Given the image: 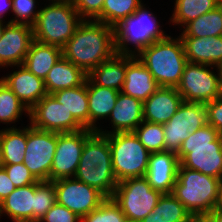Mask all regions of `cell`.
Masks as SVG:
<instances>
[{
    "label": "cell",
    "mask_w": 222,
    "mask_h": 222,
    "mask_svg": "<svg viewBox=\"0 0 222 222\" xmlns=\"http://www.w3.org/2000/svg\"><path fill=\"white\" fill-rule=\"evenodd\" d=\"M214 66L187 62L177 91L185 102L206 104L220 97L219 73L211 71Z\"/></svg>",
    "instance_id": "obj_11"
},
{
    "label": "cell",
    "mask_w": 222,
    "mask_h": 222,
    "mask_svg": "<svg viewBox=\"0 0 222 222\" xmlns=\"http://www.w3.org/2000/svg\"><path fill=\"white\" fill-rule=\"evenodd\" d=\"M143 6L114 26L116 54L137 56L153 42L168 36L161 30L154 13ZM129 43L135 46V50H130Z\"/></svg>",
    "instance_id": "obj_6"
},
{
    "label": "cell",
    "mask_w": 222,
    "mask_h": 222,
    "mask_svg": "<svg viewBox=\"0 0 222 222\" xmlns=\"http://www.w3.org/2000/svg\"><path fill=\"white\" fill-rule=\"evenodd\" d=\"M189 222H214V210L206 214H192Z\"/></svg>",
    "instance_id": "obj_44"
},
{
    "label": "cell",
    "mask_w": 222,
    "mask_h": 222,
    "mask_svg": "<svg viewBox=\"0 0 222 222\" xmlns=\"http://www.w3.org/2000/svg\"><path fill=\"white\" fill-rule=\"evenodd\" d=\"M33 40L31 25L7 23L0 38L1 68L23 65Z\"/></svg>",
    "instance_id": "obj_16"
},
{
    "label": "cell",
    "mask_w": 222,
    "mask_h": 222,
    "mask_svg": "<svg viewBox=\"0 0 222 222\" xmlns=\"http://www.w3.org/2000/svg\"><path fill=\"white\" fill-rule=\"evenodd\" d=\"M51 95L62 103L84 128L89 129L87 80L80 86L63 89Z\"/></svg>",
    "instance_id": "obj_29"
},
{
    "label": "cell",
    "mask_w": 222,
    "mask_h": 222,
    "mask_svg": "<svg viewBox=\"0 0 222 222\" xmlns=\"http://www.w3.org/2000/svg\"><path fill=\"white\" fill-rule=\"evenodd\" d=\"M27 143V127L0 130L1 165L23 163Z\"/></svg>",
    "instance_id": "obj_28"
},
{
    "label": "cell",
    "mask_w": 222,
    "mask_h": 222,
    "mask_svg": "<svg viewBox=\"0 0 222 222\" xmlns=\"http://www.w3.org/2000/svg\"><path fill=\"white\" fill-rule=\"evenodd\" d=\"M221 200H220V209H222V179H221Z\"/></svg>",
    "instance_id": "obj_50"
},
{
    "label": "cell",
    "mask_w": 222,
    "mask_h": 222,
    "mask_svg": "<svg viewBox=\"0 0 222 222\" xmlns=\"http://www.w3.org/2000/svg\"><path fill=\"white\" fill-rule=\"evenodd\" d=\"M219 73V86H220V97L222 98V66L217 67Z\"/></svg>",
    "instance_id": "obj_47"
},
{
    "label": "cell",
    "mask_w": 222,
    "mask_h": 222,
    "mask_svg": "<svg viewBox=\"0 0 222 222\" xmlns=\"http://www.w3.org/2000/svg\"><path fill=\"white\" fill-rule=\"evenodd\" d=\"M141 0H105L101 14L95 19L114 27L132 15L143 3Z\"/></svg>",
    "instance_id": "obj_33"
},
{
    "label": "cell",
    "mask_w": 222,
    "mask_h": 222,
    "mask_svg": "<svg viewBox=\"0 0 222 222\" xmlns=\"http://www.w3.org/2000/svg\"><path fill=\"white\" fill-rule=\"evenodd\" d=\"M15 189L16 186L8 177L5 169L0 166V202Z\"/></svg>",
    "instance_id": "obj_43"
},
{
    "label": "cell",
    "mask_w": 222,
    "mask_h": 222,
    "mask_svg": "<svg viewBox=\"0 0 222 222\" xmlns=\"http://www.w3.org/2000/svg\"><path fill=\"white\" fill-rule=\"evenodd\" d=\"M126 74V55L115 54L100 63L89 74L88 78L96 85L122 90Z\"/></svg>",
    "instance_id": "obj_27"
},
{
    "label": "cell",
    "mask_w": 222,
    "mask_h": 222,
    "mask_svg": "<svg viewBox=\"0 0 222 222\" xmlns=\"http://www.w3.org/2000/svg\"><path fill=\"white\" fill-rule=\"evenodd\" d=\"M82 219L65 206L55 203L39 222H81Z\"/></svg>",
    "instance_id": "obj_40"
},
{
    "label": "cell",
    "mask_w": 222,
    "mask_h": 222,
    "mask_svg": "<svg viewBox=\"0 0 222 222\" xmlns=\"http://www.w3.org/2000/svg\"><path fill=\"white\" fill-rule=\"evenodd\" d=\"M180 37L222 36V3L216 9L188 22Z\"/></svg>",
    "instance_id": "obj_31"
},
{
    "label": "cell",
    "mask_w": 222,
    "mask_h": 222,
    "mask_svg": "<svg viewBox=\"0 0 222 222\" xmlns=\"http://www.w3.org/2000/svg\"><path fill=\"white\" fill-rule=\"evenodd\" d=\"M52 182L55 186L56 203L65 206L81 219L107 199L100 191L74 177Z\"/></svg>",
    "instance_id": "obj_13"
},
{
    "label": "cell",
    "mask_w": 222,
    "mask_h": 222,
    "mask_svg": "<svg viewBox=\"0 0 222 222\" xmlns=\"http://www.w3.org/2000/svg\"><path fill=\"white\" fill-rule=\"evenodd\" d=\"M110 119L112 131H104L100 128L96 131L103 135L116 132H133L144 121L143 102L119 92L115 106L109 115Z\"/></svg>",
    "instance_id": "obj_20"
},
{
    "label": "cell",
    "mask_w": 222,
    "mask_h": 222,
    "mask_svg": "<svg viewBox=\"0 0 222 222\" xmlns=\"http://www.w3.org/2000/svg\"><path fill=\"white\" fill-rule=\"evenodd\" d=\"M23 112L29 116L28 108L0 79V123H15Z\"/></svg>",
    "instance_id": "obj_34"
},
{
    "label": "cell",
    "mask_w": 222,
    "mask_h": 222,
    "mask_svg": "<svg viewBox=\"0 0 222 222\" xmlns=\"http://www.w3.org/2000/svg\"><path fill=\"white\" fill-rule=\"evenodd\" d=\"M1 166L5 169L8 177L16 187H24L38 182L24 163Z\"/></svg>",
    "instance_id": "obj_39"
},
{
    "label": "cell",
    "mask_w": 222,
    "mask_h": 222,
    "mask_svg": "<svg viewBox=\"0 0 222 222\" xmlns=\"http://www.w3.org/2000/svg\"><path fill=\"white\" fill-rule=\"evenodd\" d=\"M207 109V124L222 133V98L218 97L205 104Z\"/></svg>",
    "instance_id": "obj_42"
},
{
    "label": "cell",
    "mask_w": 222,
    "mask_h": 222,
    "mask_svg": "<svg viewBox=\"0 0 222 222\" xmlns=\"http://www.w3.org/2000/svg\"><path fill=\"white\" fill-rule=\"evenodd\" d=\"M191 214L171 193L162 194L152 213L140 222H189Z\"/></svg>",
    "instance_id": "obj_30"
},
{
    "label": "cell",
    "mask_w": 222,
    "mask_h": 222,
    "mask_svg": "<svg viewBox=\"0 0 222 222\" xmlns=\"http://www.w3.org/2000/svg\"><path fill=\"white\" fill-rule=\"evenodd\" d=\"M30 124L37 129L56 133L77 132L84 127L52 95L44 96L30 111Z\"/></svg>",
    "instance_id": "obj_15"
},
{
    "label": "cell",
    "mask_w": 222,
    "mask_h": 222,
    "mask_svg": "<svg viewBox=\"0 0 222 222\" xmlns=\"http://www.w3.org/2000/svg\"><path fill=\"white\" fill-rule=\"evenodd\" d=\"M62 48L32 41L23 65L35 76L45 79L53 65L62 57Z\"/></svg>",
    "instance_id": "obj_26"
},
{
    "label": "cell",
    "mask_w": 222,
    "mask_h": 222,
    "mask_svg": "<svg viewBox=\"0 0 222 222\" xmlns=\"http://www.w3.org/2000/svg\"><path fill=\"white\" fill-rule=\"evenodd\" d=\"M221 179L197 170L178 167L172 195L192 214H206L220 209Z\"/></svg>",
    "instance_id": "obj_4"
},
{
    "label": "cell",
    "mask_w": 222,
    "mask_h": 222,
    "mask_svg": "<svg viewBox=\"0 0 222 222\" xmlns=\"http://www.w3.org/2000/svg\"><path fill=\"white\" fill-rule=\"evenodd\" d=\"M75 0H52L53 3H70L73 4Z\"/></svg>",
    "instance_id": "obj_48"
},
{
    "label": "cell",
    "mask_w": 222,
    "mask_h": 222,
    "mask_svg": "<svg viewBox=\"0 0 222 222\" xmlns=\"http://www.w3.org/2000/svg\"><path fill=\"white\" fill-rule=\"evenodd\" d=\"M183 101L175 87H159L143 102V119L150 123H167Z\"/></svg>",
    "instance_id": "obj_19"
},
{
    "label": "cell",
    "mask_w": 222,
    "mask_h": 222,
    "mask_svg": "<svg viewBox=\"0 0 222 222\" xmlns=\"http://www.w3.org/2000/svg\"><path fill=\"white\" fill-rule=\"evenodd\" d=\"M207 124V109L203 103L183 101L171 119L162 124L165 151L178 153L189 134Z\"/></svg>",
    "instance_id": "obj_10"
},
{
    "label": "cell",
    "mask_w": 222,
    "mask_h": 222,
    "mask_svg": "<svg viewBox=\"0 0 222 222\" xmlns=\"http://www.w3.org/2000/svg\"><path fill=\"white\" fill-rule=\"evenodd\" d=\"M12 10V0H0V20L3 21V15L6 11Z\"/></svg>",
    "instance_id": "obj_45"
},
{
    "label": "cell",
    "mask_w": 222,
    "mask_h": 222,
    "mask_svg": "<svg viewBox=\"0 0 222 222\" xmlns=\"http://www.w3.org/2000/svg\"><path fill=\"white\" fill-rule=\"evenodd\" d=\"M116 54L114 27L96 20H83L62 48V55L87 75Z\"/></svg>",
    "instance_id": "obj_1"
},
{
    "label": "cell",
    "mask_w": 222,
    "mask_h": 222,
    "mask_svg": "<svg viewBox=\"0 0 222 222\" xmlns=\"http://www.w3.org/2000/svg\"><path fill=\"white\" fill-rule=\"evenodd\" d=\"M119 92L112 88L98 86L87 77L89 129L96 131L99 128L96 122L109 117Z\"/></svg>",
    "instance_id": "obj_25"
},
{
    "label": "cell",
    "mask_w": 222,
    "mask_h": 222,
    "mask_svg": "<svg viewBox=\"0 0 222 222\" xmlns=\"http://www.w3.org/2000/svg\"><path fill=\"white\" fill-rule=\"evenodd\" d=\"M55 203V186L52 181L34 183V222H39Z\"/></svg>",
    "instance_id": "obj_36"
},
{
    "label": "cell",
    "mask_w": 222,
    "mask_h": 222,
    "mask_svg": "<svg viewBox=\"0 0 222 222\" xmlns=\"http://www.w3.org/2000/svg\"><path fill=\"white\" fill-rule=\"evenodd\" d=\"M5 213L13 222H34V183L16 187L0 202V216Z\"/></svg>",
    "instance_id": "obj_23"
},
{
    "label": "cell",
    "mask_w": 222,
    "mask_h": 222,
    "mask_svg": "<svg viewBox=\"0 0 222 222\" xmlns=\"http://www.w3.org/2000/svg\"><path fill=\"white\" fill-rule=\"evenodd\" d=\"M82 21L73 4L52 2L39 10L32 25L34 39L63 48Z\"/></svg>",
    "instance_id": "obj_7"
},
{
    "label": "cell",
    "mask_w": 222,
    "mask_h": 222,
    "mask_svg": "<svg viewBox=\"0 0 222 222\" xmlns=\"http://www.w3.org/2000/svg\"><path fill=\"white\" fill-rule=\"evenodd\" d=\"M214 222H222V209L214 210Z\"/></svg>",
    "instance_id": "obj_46"
},
{
    "label": "cell",
    "mask_w": 222,
    "mask_h": 222,
    "mask_svg": "<svg viewBox=\"0 0 222 222\" xmlns=\"http://www.w3.org/2000/svg\"><path fill=\"white\" fill-rule=\"evenodd\" d=\"M81 222H128V220L114 200L107 198L97 209L84 216Z\"/></svg>",
    "instance_id": "obj_37"
},
{
    "label": "cell",
    "mask_w": 222,
    "mask_h": 222,
    "mask_svg": "<svg viewBox=\"0 0 222 222\" xmlns=\"http://www.w3.org/2000/svg\"><path fill=\"white\" fill-rule=\"evenodd\" d=\"M88 75L63 56L53 65L44 79L47 94L84 84Z\"/></svg>",
    "instance_id": "obj_24"
},
{
    "label": "cell",
    "mask_w": 222,
    "mask_h": 222,
    "mask_svg": "<svg viewBox=\"0 0 222 222\" xmlns=\"http://www.w3.org/2000/svg\"><path fill=\"white\" fill-rule=\"evenodd\" d=\"M162 193L154 190L145 177L127 178L118 182L111 197L128 222H140L152 213Z\"/></svg>",
    "instance_id": "obj_9"
},
{
    "label": "cell",
    "mask_w": 222,
    "mask_h": 222,
    "mask_svg": "<svg viewBox=\"0 0 222 222\" xmlns=\"http://www.w3.org/2000/svg\"><path fill=\"white\" fill-rule=\"evenodd\" d=\"M104 2L105 0H75L73 6L83 20H95L101 14Z\"/></svg>",
    "instance_id": "obj_41"
},
{
    "label": "cell",
    "mask_w": 222,
    "mask_h": 222,
    "mask_svg": "<svg viewBox=\"0 0 222 222\" xmlns=\"http://www.w3.org/2000/svg\"><path fill=\"white\" fill-rule=\"evenodd\" d=\"M57 146V133L27 126L23 163L38 181H50V171Z\"/></svg>",
    "instance_id": "obj_12"
},
{
    "label": "cell",
    "mask_w": 222,
    "mask_h": 222,
    "mask_svg": "<svg viewBox=\"0 0 222 222\" xmlns=\"http://www.w3.org/2000/svg\"><path fill=\"white\" fill-rule=\"evenodd\" d=\"M221 3L222 0H175L170 20L174 25L184 27L188 22L216 9Z\"/></svg>",
    "instance_id": "obj_32"
},
{
    "label": "cell",
    "mask_w": 222,
    "mask_h": 222,
    "mask_svg": "<svg viewBox=\"0 0 222 222\" xmlns=\"http://www.w3.org/2000/svg\"><path fill=\"white\" fill-rule=\"evenodd\" d=\"M112 156V167L118 182L145 177L150 152L134 132H116L107 135Z\"/></svg>",
    "instance_id": "obj_8"
},
{
    "label": "cell",
    "mask_w": 222,
    "mask_h": 222,
    "mask_svg": "<svg viewBox=\"0 0 222 222\" xmlns=\"http://www.w3.org/2000/svg\"><path fill=\"white\" fill-rule=\"evenodd\" d=\"M17 69L19 70L2 77L1 80L30 111L47 95L44 80L35 76L24 65L17 66Z\"/></svg>",
    "instance_id": "obj_18"
},
{
    "label": "cell",
    "mask_w": 222,
    "mask_h": 222,
    "mask_svg": "<svg viewBox=\"0 0 222 222\" xmlns=\"http://www.w3.org/2000/svg\"><path fill=\"white\" fill-rule=\"evenodd\" d=\"M188 62L222 66V36L180 37Z\"/></svg>",
    "instance_id": "obj_22"
},
{
    "label": "cell",
    "mask_w": 222,
    "mask_h": 222,
    "mask_svg": "<svg viewBox=\"0 0 222 222\" xmlns=\"http://www.w3.org/2000/svg\"><path fill=\"white\" fill-rule=\"evenodd\" d=\"M94 130L57 133V146L50 171V181L74 177L86 139Z\"/></svg>",
    "instance_id": "obj_14"
},
{
    "label": "cell",
    "mask_w": 222,
    "mask_h": 222,
    "mask_svg": "<svg viewBox=\"0 0 222 222\" xmlns=\"http://www.w3.org/2000/svg\"><path fill=\"white\" fill-rule=\"evenodd\" d=\"M159 85L137 56L126 55V74L121 92L125 95L147 100Z\"/></svg>",
    "instance_id": "obj_21"
},
{
    "label": "cell",
    "mask_w": 222,
    "mask_h": 222,
    "mask_svg": "<svg viewBox=\"0 0 222 222\" xmlns=\"http://www.w3.org/2000/svg\"><path fill=\"white\" fill-rule=\"evenodd\" d=\"M74 178L97 189L106 198L114 195L118 181L113 172L107 135L94 131L86 139Z\"/></svg>",
    "instance_id": "obj_2"
},
{
    "label": "cell",
    "mask_w": 222,
    "mask_h": 222,
    "mask_svg": "<svg viewBox=\"0 0 222 222\" xmlns=\"http://www.w3.org/2000/svg\"><path fill=\"white\" fill-rule=\"evenodd\" d=\"M137 57L152 74L159 87H177L186 65L184 45L180 36H167L143 49Z\"/></svg>",
    "instance_id": "obj_5"
},
{
    "label": "cell",
    "mask_w": 222,
    "mask_h": 222,
    "mask_svg": "<svg viewBox=\"0 0 222 222\" xmlns=\"http://www.w3.org/2000/svg\"><path fill=\"white\" fill-rule=\"evenodd\" d=\"M133 132L150 153L165 151L162 124L143 121Z\"/></svg>",
    "instance_id": "obj_35"
},
{
    "label": "cell",
    "mask_w": 222,
    "mask_h": 222,
    "mask_svg": "<svg viewBox=\"0 0 222 222\" xmlns=\"http://www.w3.org/2000/svg\"><path fill=\"white\" fill-rule=\"evenodd\" d=\"M177 156L179 167L222 179V137L211 125L189 134Z\"/></svg>",
    "instance_id": "obj_3"
},
{
    "label": "cell",
    "mask_w": 222,
    "mask_h": 222,
    "mask_svg": "<svg viewBox=\"0 0 222 222\" xmlns=\"http://www.w3.org/2000/svg\"><path fill=\"white\" fill-rule=\"evenodd\" d=\"M5 22L0 20V38L2 36L3 30L7 24L4 25Z\"/></svg>",
    "instance_id": "obj_49"
},
{
    "label": "cell",
    "mask_w": 222,
    "mask_h": 222,
    "mask_svg": "<svg viewBox=\"0 0 222 222\" xmlns=\"http://www.w3.org/2000/svg\"><path fill=\"white\" fill-rule=\"evenodd\" d=\"M36 0H12L14 19L8 23H20L33 25L36 21L39 9L36 11Z\"/></svg>",
    "instance_id": "obj_38"
},
{
    "label": "cell",
    "mask_w": 222,
    "mask_h": 222,
    "mask_svg": "<svg viewBox=\"0 0 222 222\" xmlns=\"http://www.w3.org/2000/svg\"><path fill=\"white\" fill-rule=\"evenodd\" d=\"M179 164L178 156L174 152L151 153L145 178L154 190L162 194L172 193L177 180Z\"/></svg>",
    "instance_id": "obj_17"
}]
</instances>
